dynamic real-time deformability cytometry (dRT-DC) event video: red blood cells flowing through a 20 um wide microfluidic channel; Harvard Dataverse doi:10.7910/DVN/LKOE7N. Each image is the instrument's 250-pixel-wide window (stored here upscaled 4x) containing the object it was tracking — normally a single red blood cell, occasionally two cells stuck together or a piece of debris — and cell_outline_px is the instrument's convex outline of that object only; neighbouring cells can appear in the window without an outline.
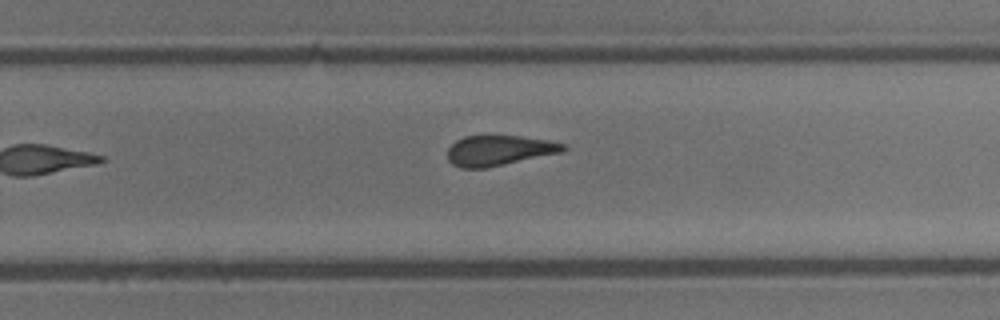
{"species": "common noctule bat (a hibernating species)", "species_latin": "Nyctalus noctula", "temperature_condition": "cold", "stored_images_in_passage": 11, "camera_frame_rate_fps": 3000, "um_per_image_px": 0.085, "animal": {"sex": "male", "body_mass_g": 13.3}, "frame": {"image": 1, "passage_image": 11, "time_ms": 3.333, "image_size_px": [1000, 320], "cell_outline_px": [[568, 148], [564, 152], [484, 168], [460, 168], [452, 164], [448, 160], [448, 148], [456, 140], [464, 136], [520, 136], [548, 140], [564, 144]], "centroid_in_image_um": [42.42, 12.79], "position_along_channel_um": 287.4, "area_um2": 20.35}}